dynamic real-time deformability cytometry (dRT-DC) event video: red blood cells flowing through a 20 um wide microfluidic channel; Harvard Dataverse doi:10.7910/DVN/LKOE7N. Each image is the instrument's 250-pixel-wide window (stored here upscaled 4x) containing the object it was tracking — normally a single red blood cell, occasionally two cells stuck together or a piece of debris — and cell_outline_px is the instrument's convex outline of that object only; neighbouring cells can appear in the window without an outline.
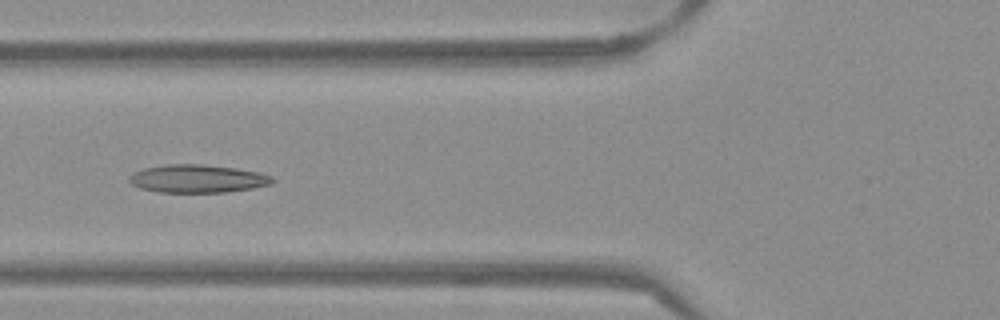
{"species": "Egyptian fruit bat (a non-hibernating species)", "species_latin": "Rousettus aegyptiacus", "temperature_condition": "warm", "stored_images_in_passage": 49, "camera_frame_rate_fps": 3000, "um_per_image_px": 0.085, "frame": {"image": 1, "passage_image": 20, "time_ms": 6.333, "image_size_px": [1000, 320], "cell_outline_px": [[276, 180], [272, 184], [252, 188], [224, 192], [160, 192], [140, 188], [132, 184], [128, 180], [128, 176], [132, 172], [144, 168], [168, 164], [204, 164], [236, 168], [260, 172], [272, 176]], "centroid_in_image_um": [16.8, 15.18], "position_along_channel_um": 109.0, "area_um2": 23.52}}
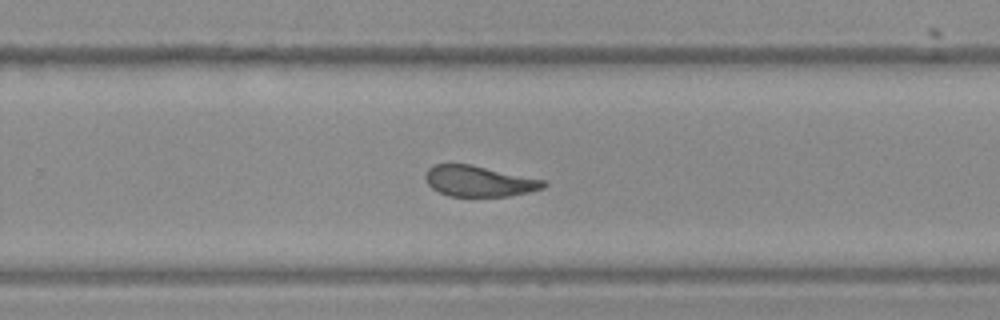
{"frame": {"image": 2, "passage_image": 34, "time_ms": 11.0, "image_size_px": [1000, 320], "cell_outline_px": [[548, 184], [544, 188], [528, 192], [508, 196], [448, 196], [432, 188], [424, 180], [424, 172], [432, 164], [468, 164], [544, 180]], "centroid_in_image_um": [40.66, 15.4], "position_along_channel_um": 289.1, "area_um2": 21.1}}
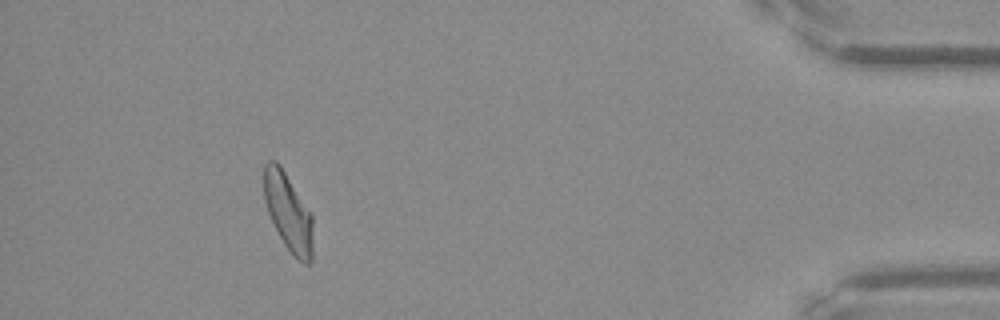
{"frame": {"image": 3, "passage_image": 48, "time_ms": 15.667, "image_size_px": [1000, 320], "cell_outline_px": [[312, 264], [304, 264], [292, 256], [284, 244], [268, 212], [264, 200], [264, 164], [268, 160], [276, 160], [280, 164], [312, 212]], "centroid_in_image_um": [24.52, 18.03], "position_along_channel_um": 410.7, "area_um2": 22.48}, "authors_computed_cell_mechanics": {"area_um2": 23.0044, "velocity_mm_per_s": 3.8524, "shape_relaxation_time_tau1_ms": null, "shape_relaxation_time_tau2_ms": 2.3239, "deformation_change_tau1": null, "deformation_change_tau2": 0.0944}}